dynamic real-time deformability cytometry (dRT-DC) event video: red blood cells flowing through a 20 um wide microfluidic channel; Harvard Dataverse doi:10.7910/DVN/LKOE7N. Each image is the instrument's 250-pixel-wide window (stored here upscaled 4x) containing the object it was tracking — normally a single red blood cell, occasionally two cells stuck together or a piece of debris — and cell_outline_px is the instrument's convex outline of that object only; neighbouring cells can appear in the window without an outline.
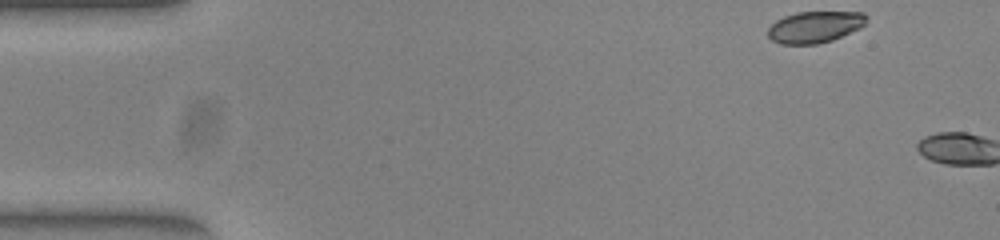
{"species": "common noctule bat (a hibernating species)", "species_latin": "Nyctalus noctula", "temperature_condition": "warm", "stored_images_in_passage": 3, "camera_frame_rate_fps": 3000, "um_per_image_px": 0.085, "animal": {"sex": "female", "body_mass_g": 23.0, "forearm_length_mm": 53.4}, "frame": {"image": 1, "passage_image": 1, "time_ms": 0.0, "image_size_px": [1000, 240], "cell_outline_px": [[868, 16], [864, 24], [860, 28], [832, 40], [816, 44], [780, 44], [772, 40], [768, 36], [768, 28], [776, 20], [784, 16], [796, 12], [864, 12]], "centroid_in_image_um": [69.25, 2.29], "position_along_channel_um": 15.7, "area_um2": 18.09}}